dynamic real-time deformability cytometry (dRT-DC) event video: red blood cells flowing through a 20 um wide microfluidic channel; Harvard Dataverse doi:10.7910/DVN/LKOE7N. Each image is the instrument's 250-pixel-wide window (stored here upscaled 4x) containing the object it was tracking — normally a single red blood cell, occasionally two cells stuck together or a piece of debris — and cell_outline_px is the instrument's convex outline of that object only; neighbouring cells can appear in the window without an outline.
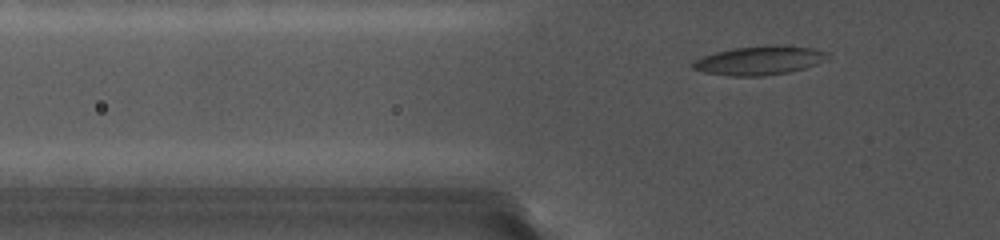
{"species": "common noctule bat (a hibernating species)", "species_latin": "Nyctalus noctula", "temperature_condition": "cold", "stored_images_in_passage": 29, "camera_frame_rate_fps": 5000, "um_per_image_px": 0.085, "animal": {"sex": "female", "body_mass_g": 19.0, "forearm_length_mm": 56.7}, "frame": {"image": 1, "passage_image": 5, "time_ms": 1.6, "image_size_px": [1000, 240], "cell_outline_px": [[828, 56], [824, 60], [816, 64], [804, 68], [788, 72], [764, 76], [732, 76], [704, 72], [692, 68], [692, 64], [696, 60], [704, 56], [716, 52], [736, 48], [812, 48], [828, 52]], "centroid_in_image_um": [64.51, 5.2], "position_along_channel_um": 61.3, "area_um2": 21.33}}
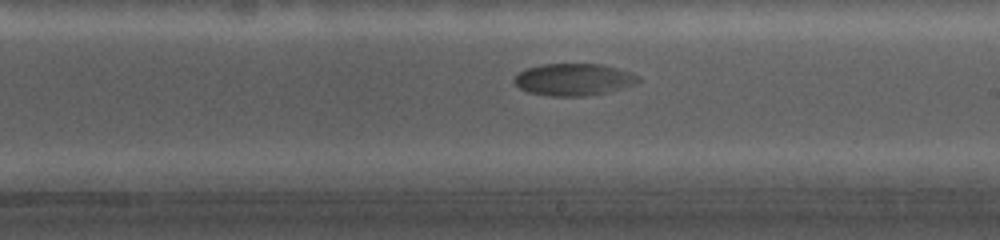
{"frame": {"image": 2, "passage_image": 18, "time_ms": 7.2, "image_size_px": [1000, 240], "cell_outline_px": [[640, 80], [632, 84], [604, 92], [584, 96], [552, 96], [528, 92], [520, 88], [516, 84], [516, 76], [520, 72], [528, 68], [540, 64], [604, 64], [628, 72], [636, 76]], "centroid_in_image_um": [48.71, 6.75], "position_along_channel_um": 240.3, "area_um2": 22.48}}
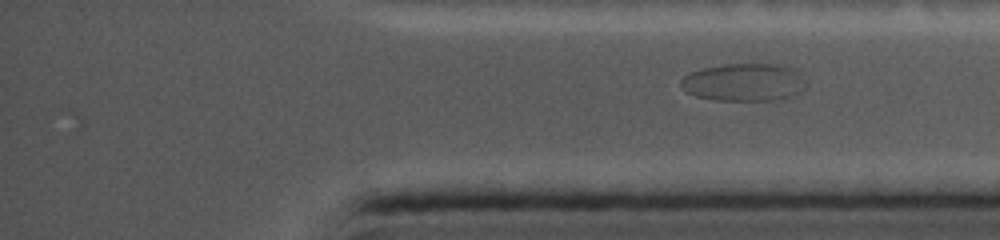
{"frame": {"image": 3, "passage_image": 29, "time_ms": 11.0, "image_size_px": [1000, 240], "cell_outline_px": [[796, 92], [788, 96], [772, 100], [716, 100], [696, 96], [680, 88], [680, 80], [684, 76], [692, 72], [704, 68], [724, 64], [776, 64], [788, 68], [792, 72]], "centroid_in_image_um": [62.94, 7.0], "position_along_channel_um": 372.3, "area_um2": 25.72}}